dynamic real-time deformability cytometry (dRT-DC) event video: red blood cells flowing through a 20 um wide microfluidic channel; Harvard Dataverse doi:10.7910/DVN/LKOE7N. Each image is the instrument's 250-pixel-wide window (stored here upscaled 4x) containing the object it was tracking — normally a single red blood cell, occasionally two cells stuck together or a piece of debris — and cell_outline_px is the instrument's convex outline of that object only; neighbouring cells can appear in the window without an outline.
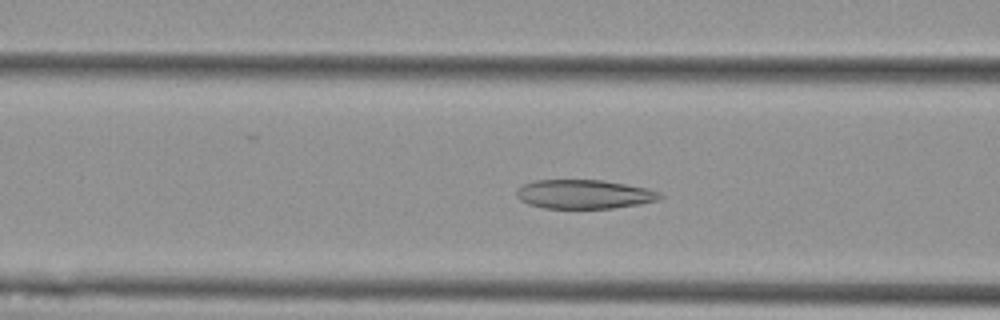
{"species": "Egyptian fruit bat (a non-hibernating species)", "species_latin": "Rousettus aegyptiacus", "temperature_condition": "cold", "stored_images_in_passage": 55, "camera_frame_rate_fps": 3000, "um_per_image_px": 0.085, "animal": {"sex": "female"}, "frame": {"image": 1, "passage_image": 21, "time_ms": 6.667, "image_size_px": [1000, 320], "cell_outline_px": [[664, 196], [660, 200], [640, 204], [612, 208], [544, 208], [528, 204], [520, 200], [516, 196], [516, 192], [524, 184], [536, 180], [600, 180], [648, 188], [660, 192]], "centroid_in_image_um": [49.68, 16.51], "position_along_channel_um": 116.9, "area_um2": 24.22}}
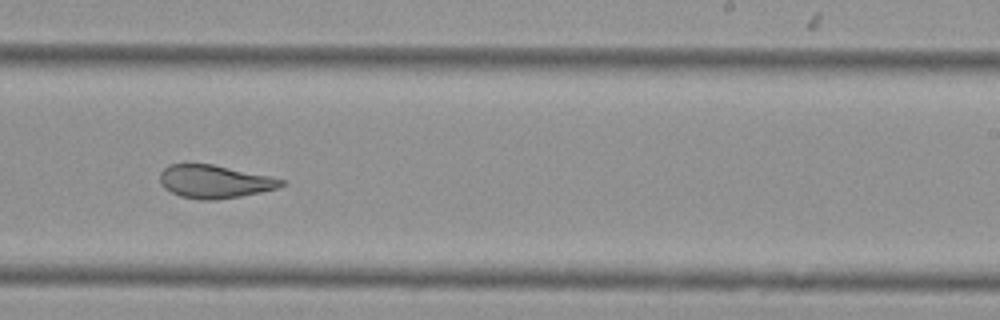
{"frame": {"image": 2, "passage_image": 34, "time_ms": 11.0, "image_size_px": [1000, 320], "cell_outline_px": [[284, 184], [276, 188], [260, 192], [240, 196], [216, 200], [200, 200], [180, 196], [164, 188], [160, 184], [160, 172], [168, 164], [212, 164], [268, 176], [284, 180]], "centroid_in_image_um": [18.18, 15.44], "position_along_channel_um": 270.8, "area_um2": 23.18}}
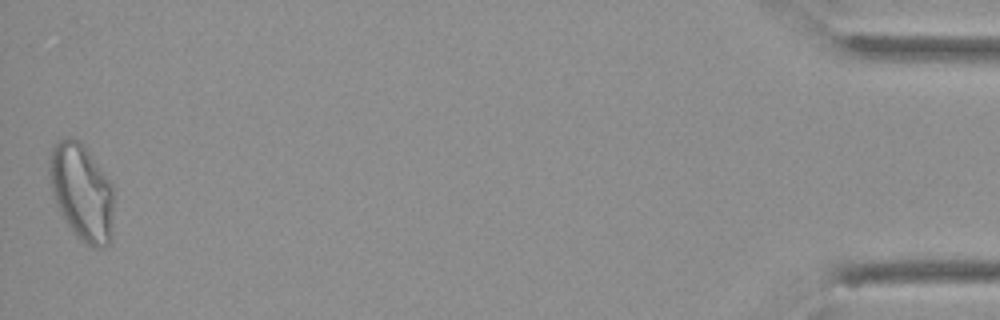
{"frame": {"image": 3, "passage_image": 55, "time_ms": 18.0, "image_size_px": [1000, 320], "cell_outline_px": [[112, 240], [108, 244], [100, 248], [92, 248], [80, 240], [76, 236], [64, 220], [56, 204], [52, 192], [48, 172], [48, 156], [52, 148], [60, 140], [68, 136], [80, 140], [84, 144], [112, 184]], "centroid_in_image_um": [6.93, 16.32], "position_along_channel_um": 428.3, "area_um2": 36.65}, "authors_computed_cell_mechanics": {"area_um2": 28.322, "velocity_mm_per_s": 3.5568, "shape_relaxation_time_tau1_ms": null, "shape_relaxation_time_tau2_ms": 2.1689, "deformation_change_tau1": null, "deformation_change_tau2": 0.0991}}